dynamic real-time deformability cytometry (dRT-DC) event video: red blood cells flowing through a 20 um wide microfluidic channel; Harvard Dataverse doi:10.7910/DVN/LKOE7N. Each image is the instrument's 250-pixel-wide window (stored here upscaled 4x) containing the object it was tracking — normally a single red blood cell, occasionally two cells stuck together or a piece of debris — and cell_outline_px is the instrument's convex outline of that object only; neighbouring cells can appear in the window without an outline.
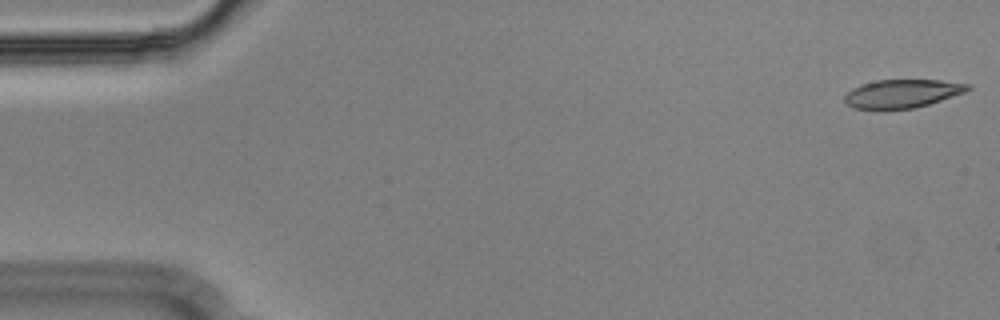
{"species": "Egyptian fruit bat (a non-hibernating species)", "species_latin": "Rousettus aegyptiacus", "temperature_condition": "cold", "stored_images_in_passage": 54, "camera_frame_rate_fps": 3000, "um_per_image_px": 0.085, "animal": {"sex": "male"}, "frame": {"image": 1, "passage_image": 1, "time_ms": 0.0, "image_size_px": [1000, 320], "cell_outline_px": [[972, 88], [964, 92], [916, 108], [884, 112], [880, 112], [852, 108], [844, 100], [844, 96], [852, 88], [860, 84], [876, 80], [940, 80], [972, 84]], "centroid_in_image_um": [76.62, 8.0], "position_along_channel_um": 8.4, "area_um2": 21.1}}
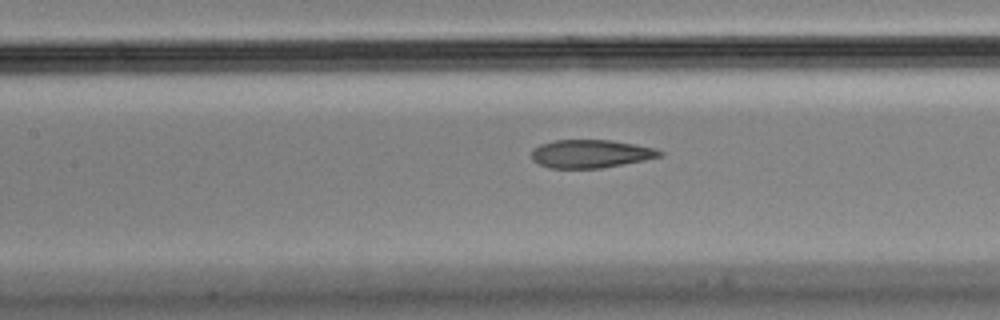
{"frame": {"image": 2, "passage_image": 24, "time_ms": 7.667, "image_size_px": [1000, 320], "cell_outline_px": [[664, 156], [644, 160], [600, 168], [548, 168], [532, 160], [532, 148], [540, 144], [556, 140], [612, 140], [656, 148], [664, 152]], "centroid_in_image_um": [50.22, 13.06], "position_along_channel_um": 157.2, "area_um2": 21.1}}
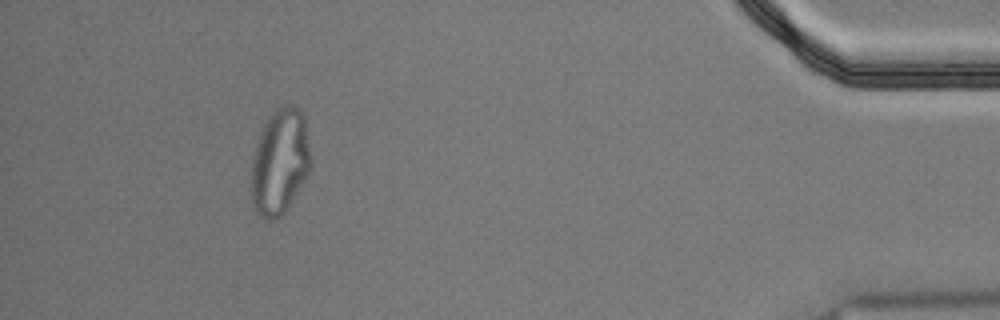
{"frame": {"image": 3, "passage_image": 50, "time_ms": 16.333, "image_size_px": [1000, 320], "cell_outline_px": [[312, 168], [308, 176], [288, 208], [276, 220], [264, 220], [256, 212], [252, 200], [252, 156], [256, 144], [264, 124], [272, 112], [276, 108], [284, 104], [292, 104], [300, 108], [304, 116], [312, 160]], "centroid_in_image_um": [23.82, 13.75], "position_along_channel_um": 411.4, "area_um2": 37.22}, "authors_computed_cell_mechanics": {"area_um2": 22.1663, "velocity_mm_per_s": 3.6346, "shape_relaxation_time_tau1_ms": null, "shape_relaxation_time_tau2_ms": 2.2445, "deformation_change_tau1": null, "deformation_change_tau2": 0.0698}}